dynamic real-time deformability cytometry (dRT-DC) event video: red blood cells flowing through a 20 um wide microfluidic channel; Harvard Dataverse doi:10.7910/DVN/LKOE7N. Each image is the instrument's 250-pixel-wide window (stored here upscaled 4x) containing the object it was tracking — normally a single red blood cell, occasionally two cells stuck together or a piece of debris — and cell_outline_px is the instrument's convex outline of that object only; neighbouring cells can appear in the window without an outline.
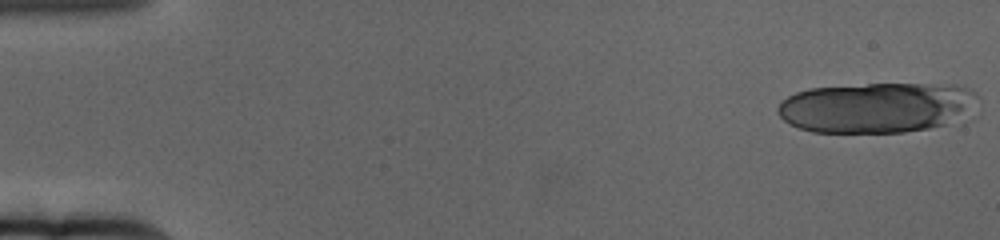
{"species": "human", "species_latin": "Homo sapiens", "temperature_condition": "cold", "stored_images_in_passage": 19, "camera_frame_rate_fps": 3000, "um_per_image_px": 0.085, "donor": {"sex": "female"}, "frame": {"image": 1, "passage_image": 1, "time_ms": 0.0, "image_size_px": [1000, 240], "cell_outline_px": [[980, 96], [956, 120], [944, 124], [928, 128], [904, 132], [812, 132], [800, 128], [784, 120], [776, 112], [776, 108], [788, 96], [796, 92], [808, 88], [868, 84], [964, 84], [972, 88]], "centroid_in_image_um": [74.5, 9.11], "position_along_channel_um": 10.5, "area_um2": 58.55}}